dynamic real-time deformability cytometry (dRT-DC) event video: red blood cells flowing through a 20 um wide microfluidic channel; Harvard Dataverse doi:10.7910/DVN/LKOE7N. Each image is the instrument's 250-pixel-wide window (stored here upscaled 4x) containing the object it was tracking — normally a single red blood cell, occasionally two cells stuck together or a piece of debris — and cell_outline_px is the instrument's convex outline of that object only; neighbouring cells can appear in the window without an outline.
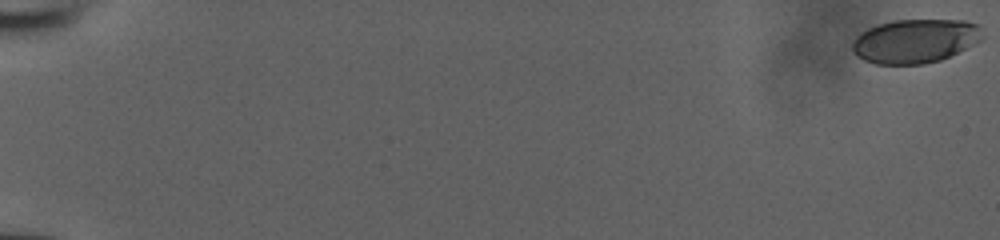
{"species": "human", "species_latin": "Homo sapiens", "temperature_condition": "room temperature", "stored_images_in_passage": 54, "camera_frame_rate_fps": 3000, "um_per_image_px": 0.085, "donor": {"sex": "male"}, "frame": {"image": 1, "passage_image": 1, "time_ms": 0.0, "image_size_px": [1000, 240], "cell_outline_px": [[984, 36], [980, 40], [940, 60], [924, 64], [876, 64], [864, 60], [856, 56], [852, 52], [852, 40], [860, 32], [876, 24], [892, 20], [964, 20], [980, 24]], "centroid_in_image_um": [77.75, 3.47], "position_along_channel_um": 7.3, "area_um2": 33.52}}
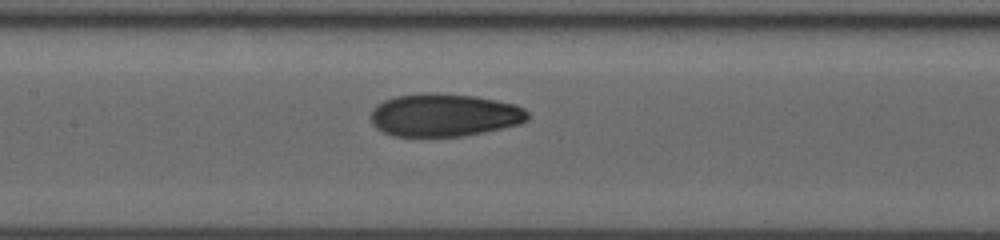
{"frame": {"image": 2, "passage_image": 29, "time_ms": 9.333, "image_size_px": [1000, 240], "cell_outline_px": [[528, 120], [520, 124], [464, 136], [392, 136], [376, 128], [372, 124], [372, 108], [376, 104], [384, 100], [396, 96], [420, 92], [436, 92], [476, 96], [516, 104], [524, 108], [528, 112]], "centroid_in_image_um": [37.76, 9.76], "position_along_channel_um": 169.6, "area_um2": 39.54}}
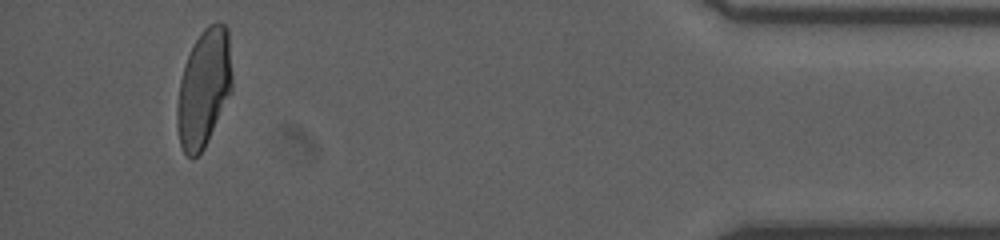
{"frame": {"image": 3, "passage_image": 51, "time_ms": 16.667, "image_size_px": [1000, 240], "cell_outline_px": [[232, 92], [204, 148], [192, 160], [184, 152], [180, 144], [176, 124], [176, 108], [180, 80], [188, 56], [200, 32], [208, 24], [216, 20], [224, 24], [228, 28], [232, 72]], "centroid_in_image_um": [17.34, 7.48], "position_along_channel_um": 417.9, "area_um2": 37.97}}